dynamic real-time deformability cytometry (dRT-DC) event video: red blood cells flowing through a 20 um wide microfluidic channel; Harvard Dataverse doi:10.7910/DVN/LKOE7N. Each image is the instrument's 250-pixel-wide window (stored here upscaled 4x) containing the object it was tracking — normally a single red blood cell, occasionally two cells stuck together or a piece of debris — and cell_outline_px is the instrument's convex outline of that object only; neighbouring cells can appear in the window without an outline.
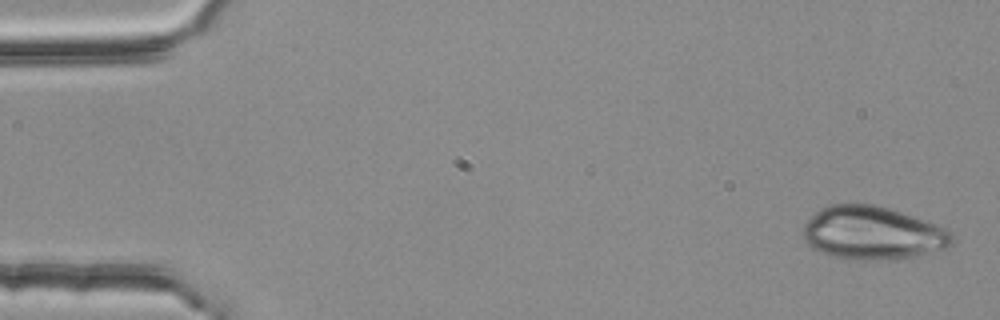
{"species": "common noctule bat (a hibernating species)", "species_latin": "Nyctalus noctula", "temperature_condition": "room temperature", "stored_images_in_passage": 4, "camera_frame_rate_fps": 3000, "um_per_image_px": 0.085, "animal": {"sex": "female", "body_mass_g": 25.1}, "frame": {"image": 1, "passage_image": 1, "time_ms": 0.0, "image_size_px": [1000, 320], "cell_outline_px": [[952, 244], [948, 248], [916, 256], [888, 260], [852, 260], [832, 256], [812, 248], [804, 240], [804, 224], [820, 208], [828, 204], [872, 204], [888, 208], [936, 224], [952, 232]], "centroid_in_image_um": [74.17, 19.82], "position_along_channel_um": 10.8, "area_um2": 46.18}}